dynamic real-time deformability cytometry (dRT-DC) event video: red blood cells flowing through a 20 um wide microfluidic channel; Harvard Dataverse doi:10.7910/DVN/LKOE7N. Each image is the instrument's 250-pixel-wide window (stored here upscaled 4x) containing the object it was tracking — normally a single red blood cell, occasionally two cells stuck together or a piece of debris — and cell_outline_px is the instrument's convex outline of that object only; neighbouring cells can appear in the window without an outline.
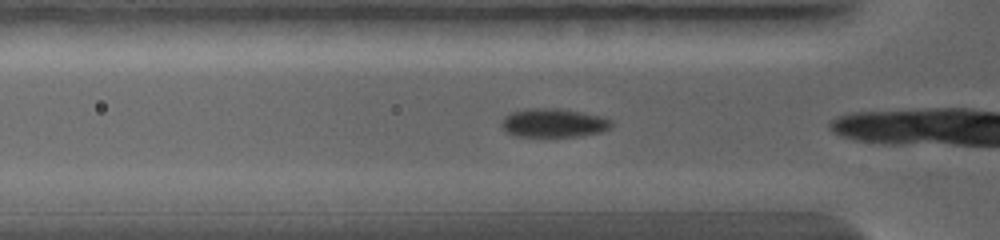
{"species": "common noctule bat (a hibernating species)", "species_latin": "Nyctalus noctula", "temperature_condition": "warm", "stored_images_in_passage": 5, "camera_frame_rate_fps": 5000, "um_per_image_px": 0.085, "animal": {"sex": "female", "body_mass_g": 19.0, "forearm_length_mm": 56.7}, "frame": {"image": 1, "passage_image": 2, "time_ms": 0.4, "image_size_px": [1000, 240], "cell_outline_px": [[612, 124], [608, 128], [600, 132], [580, 136], [516, 136], [508, 132], [500, 124], [504, 116], [512, 112], [524, 108], [560, 108], [604, 116], [612, 120]], "centroid_in_image_um": [47.06, 10.43], "position_along_channel_um": 78.7, "area_um2": 18.44}}